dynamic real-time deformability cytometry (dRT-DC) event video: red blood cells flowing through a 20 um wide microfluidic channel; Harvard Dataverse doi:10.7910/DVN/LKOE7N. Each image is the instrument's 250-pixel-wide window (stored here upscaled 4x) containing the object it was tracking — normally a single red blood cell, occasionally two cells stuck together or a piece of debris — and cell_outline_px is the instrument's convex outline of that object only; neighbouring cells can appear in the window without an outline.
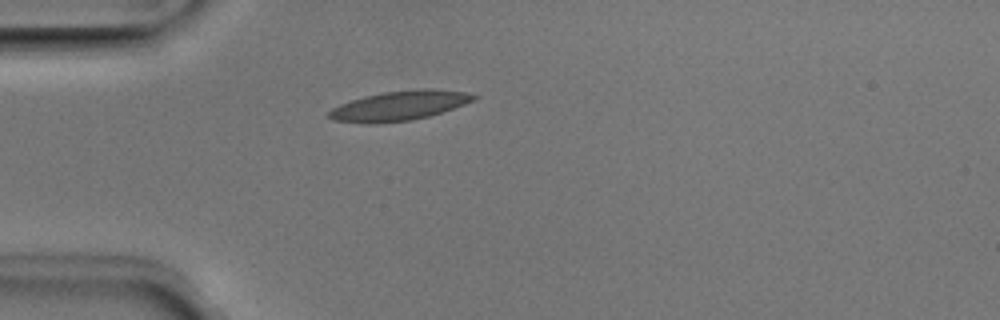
{"species": "Egyptian fruit bat (a non-hibernating species)", "species_latin": "Rousettus aegyptiacus", "temperature_condition": "room temperature", "stored_images_in_passage": 31, "camera_frame_rate_fps": 3000, "um_per_image_px": 0.085, "animal": {"sex": "male"}, "frame": {"image": 1, "passage_image": 1, "time_ms": 0.0, "image_size_px": [1000, 320], "cell_outline_px": [[480, 96], [476, 100], [428, 116], [412, 120], [368, 124], [332, 120], [328, 116], [328, 112], [332, 108], [340, 104], [364, 96], [380, 92], [420, 88], [432, 88], [464, 92]], "centroid_in_image_um": [33.93, 8.97], "position_along_channel_um": 51.1, "area_um2": 25.03}}
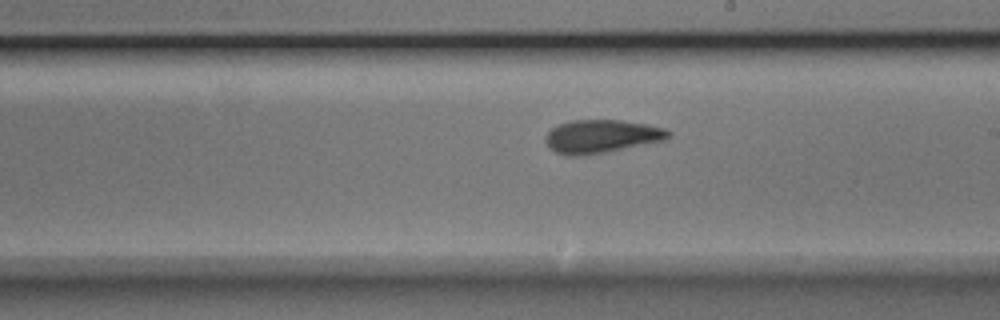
{"frame": {"image": 2, "passage_image": 16, "time_ms": 5.0, "image_size_px": [1000, 320], "cell_outline_px": [[672, 136], [668, 140], [604, 152], [576, 156], [568, 156], [556, 152], [544, 140], [544, 136], [552, 128], [568, 120], [620, 120], [648, 124], [664, 128], [672, 132]], "centroid_in_image_um": [51.17, 11.58], "position_along_channel_um": 237.8, "area_um2": 23.87}}
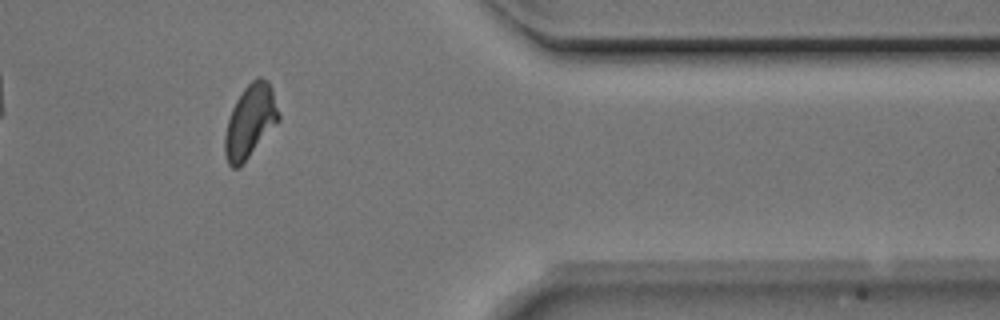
{"frame": {"image": 3, "passage_image": 29, "time_ms": 9.333, "image_size_px": [1000, 320], "cell_outline_px": [[280, 120], [248, 156], [236, 168], [232, 168], [228, 164], [224, 152], [224, 136], [228, 120], [232, 108], [236, 100], [244, 88], [256, 76], [260, 76], [268, 80], [272, 88], [280, 116]], "centroid_in_image_um": [21.26, 10.25], "position_along_channel_um": 390.1, "area_um2": 22.6}, "authors_computed_cell_mechanics": {"area_um2": 23.1778, "velocity_mm_per_s": 3.9637, "shape_relaxation_time_tau1_ms": 6.6429, "shape_relaxation_time_tau2_ms": 1.9603, "deformation_change_tau1": 0.179, "deformation_change_tau2": 0.0951}}